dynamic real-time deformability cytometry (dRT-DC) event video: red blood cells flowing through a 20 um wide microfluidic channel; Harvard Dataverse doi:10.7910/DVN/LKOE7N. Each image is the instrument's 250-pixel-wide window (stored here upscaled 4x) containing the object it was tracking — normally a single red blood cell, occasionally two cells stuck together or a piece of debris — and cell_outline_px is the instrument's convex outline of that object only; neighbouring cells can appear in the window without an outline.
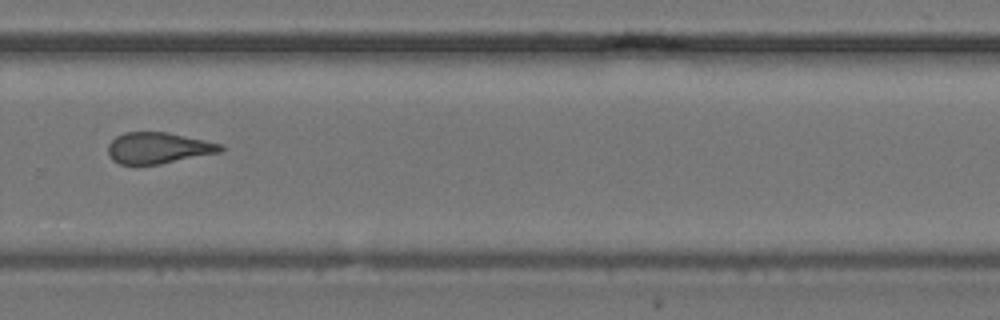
{"species": "common noctule bat (a hibernating species)", "species_latin": "Nyctalus noctula", "temperature_condition": "cold", "stored_images_in_passage": 39, "camera_frame_rate_fps": 3000, "um_per_image_px": 0.085, "animal": {"sex": "female", "body_mass_g": 24.6, "forearm_length_mm": 56.2}, "frame": {"image": 1, "passage_image": 23, "time_ms": 7.333, "image_size_px": [1000, 320], "cell_outline_px": [[224, 148], [220, 152], [160, 164], [120, 164], [112, 160], [108, 152], [108, 144], [116, 136], [124, 132], [168, 132], [224, 144]], "centroid_in_image_um": [13.46, 12.57], "position_along_channel_um": 316.3, "area_um2": 20.46}, "authors_computed_cell_mechanics": {"area_um2": 20.9236, "velocity_mm_per_s": 3.8883, "shape_relaxation_time_tau1_ms": 8.0158, "shape_relaxation_time_tau2_ms": 2.9176, "deformation_change_tau1": 0.1391, "deformation_change_tau2": 0.0883}}